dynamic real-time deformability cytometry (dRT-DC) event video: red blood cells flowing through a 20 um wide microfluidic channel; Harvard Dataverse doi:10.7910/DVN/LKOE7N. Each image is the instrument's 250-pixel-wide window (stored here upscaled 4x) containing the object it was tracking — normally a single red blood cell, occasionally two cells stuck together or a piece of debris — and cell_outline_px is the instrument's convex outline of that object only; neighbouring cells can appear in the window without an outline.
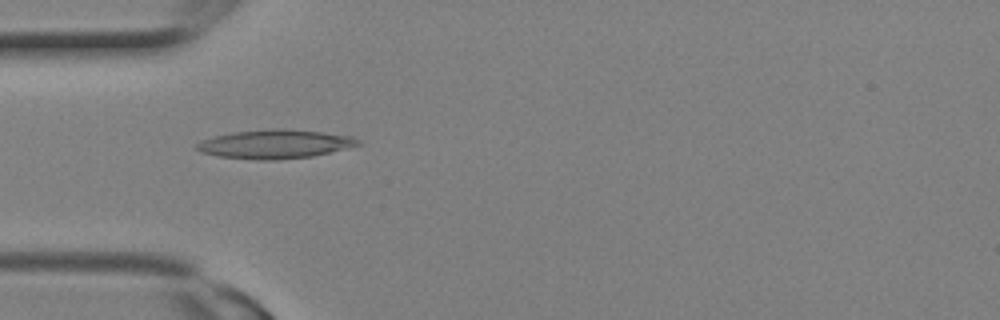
{"species": "Egyptian fruit bat (a non-hibernating species)", "species_latin": "Rousettus aegyptiacus", "temperature_condition": "room temperature", "stored_images_in_passage": 11, "camera_frame_rate_fps": 3000, "um_per_image_px": 0.085, "animal": {"sex": "female"}, "frame": {"image": 1, "passage_image": 8, "time_ms": 2.333, "image_size_px": [1000, 320], "cell_outline_px": [[364, 144], [312, 156], [276, 160], [256, 160], [216, 156], [200, 152], [196, 148], [196, 144], [204, 140], [216, 136], [236, 132], [276, 128], [280, 128], [324, 132], [352, 136], [360, 140]], "centroid_in_image_um": [23.42, 12.25], "position_along_channel_um": 61.6, "area_um2": 27.05}}
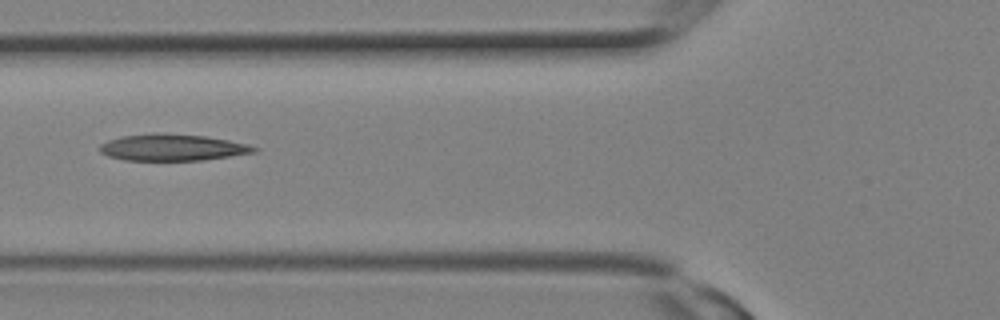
{"frame": {"image": 2, "passage_image": 10, "time_ms": 3.0, "image_size_px": [1000, 320], "cell_outline_px": [[260, 148], [256, 152], [204, 160], [124, 160], [108, 156], [100, 152], [100, 144], [108, 140], [124, 136], [164, 132], [204, 136], [228, 140], [248, 144]], "centroid_in_image_um": [14.68, 12.53], "position_along_channel_um": 111.1, "area_um2": 23.87}}